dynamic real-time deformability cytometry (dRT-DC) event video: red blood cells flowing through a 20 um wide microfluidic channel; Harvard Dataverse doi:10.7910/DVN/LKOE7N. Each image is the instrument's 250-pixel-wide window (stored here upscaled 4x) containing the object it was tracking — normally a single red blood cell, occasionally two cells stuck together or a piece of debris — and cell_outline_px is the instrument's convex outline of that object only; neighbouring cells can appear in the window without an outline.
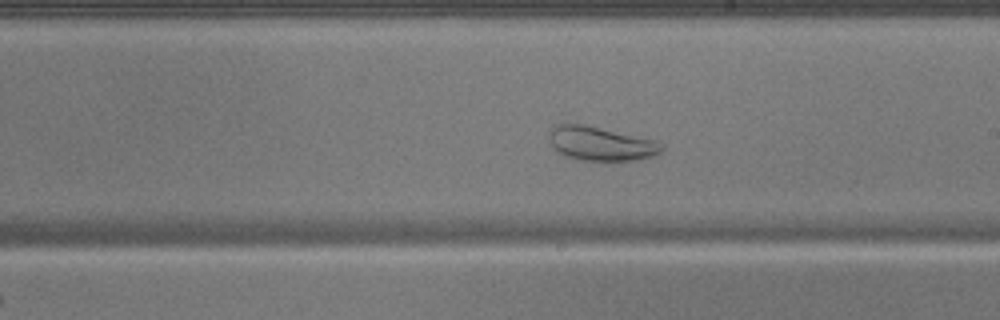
{"species": "common noctule bat (a hibernating species)", "species_latin": "Nyctalus noctula", "temperature_condition": "warm", "stored_images_in_passage": 51, "camera_frame_rate_fps": 3000, "um_per_image_px": 0.085, "animal": {"sex": "male", "body_mass_g": 17.9}, "frame": {"image": 1, "passage_image": 30, "time_ms": 9.667, "image_size_px": [1000, 320], "cell_outline_px": [[664, 148], [660, 152], [652, 156], [636, 160], [580, 160], [564, 156], [552, 148], [548, 140], [548, 136], [552, 124], [564, 120], [656, 140], [664, 144]], "centroid_in_image_um": [50.96, 12.17], "position_along_channel_um": 238.0, "area_um2": 22.89}}
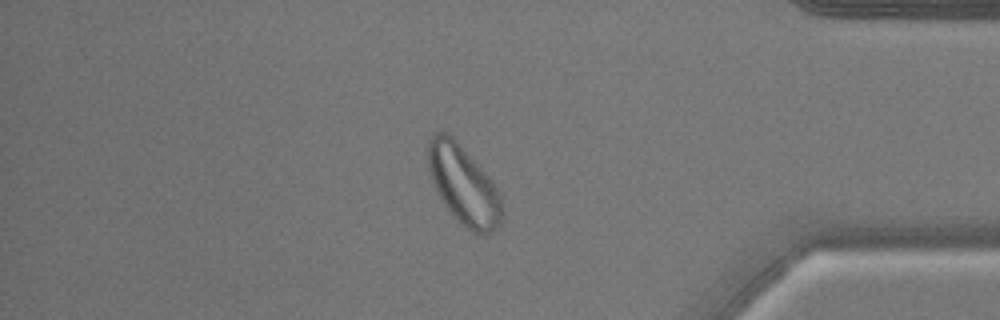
{"frame": {"image": 2, "passage_image": 44, "time_ms": 14.333, "image_size_px": [1000, 320], "cell_outline_px": [[504, 216], [500, 224], [492, 232], [480, 236], [472, 232], [440, 200], [428, 172], [428, 136], [432, 132], [444, 132], [452, 136], [456, 140], [488, 176], [496, 188], [500, 196], [504, 212]], "centroid_in_image_um": [39.39, 15.72], "position_along_channel_um": 395.8, "area_um2": 33.87}}